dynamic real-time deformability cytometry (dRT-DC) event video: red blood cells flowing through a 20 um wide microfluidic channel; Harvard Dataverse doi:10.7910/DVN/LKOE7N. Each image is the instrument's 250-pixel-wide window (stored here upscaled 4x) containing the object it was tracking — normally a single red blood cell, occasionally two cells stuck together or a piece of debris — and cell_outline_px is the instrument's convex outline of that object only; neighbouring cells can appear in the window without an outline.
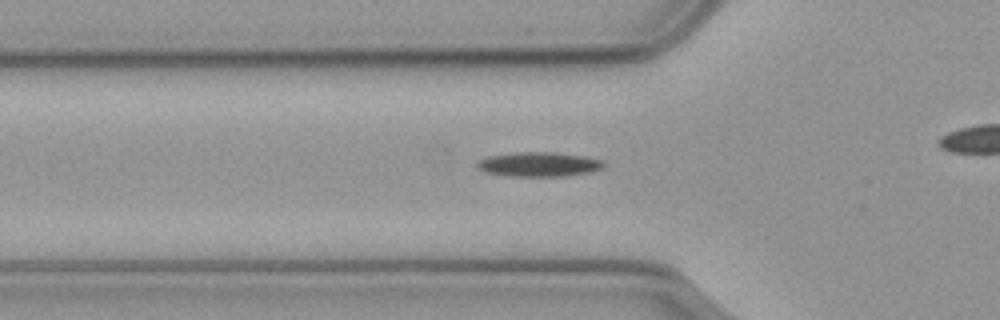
{"species": "common noctule bat (a hibernating species)", "species_latin": "Nyctalus noctula", "temperature_condition": "cold", "stored_images_in_passage": 39, "camera_frame_rate_fps": 3000, "um_per_image_px": 0.085, "animal": {"sex": "male", "body_mass_g": 23.1, "forearm_length_mm": 52.7}, "frame": {"image": 1, "passage_image": 12, "time_ms": 3.667, "image_size_px": [1000, 320], "cell_outline_px": [[604, 168], [592, 172], [564, 176], [508, 176], [484, 172], [476, 168], [476, 164], [480, 160], [488, 156], [516, 152], [552, 152], [580, 156], [600, 160], [604, 164]], "centroid_in_image_um": [45.76, 13.98], "position_along_channel_um": 80.0, "area_um2": 17.98}}
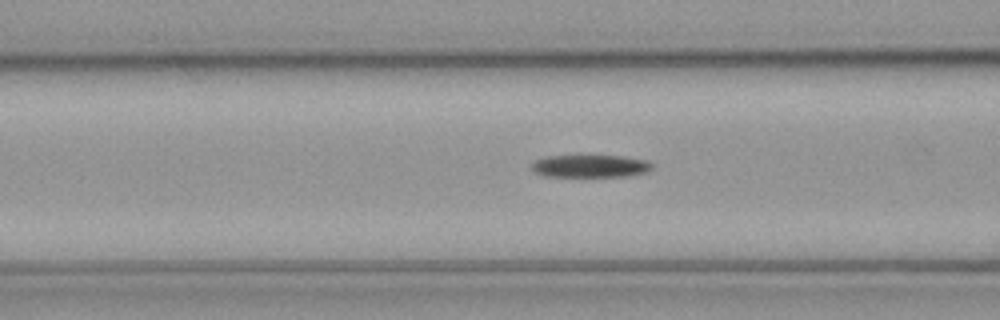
{"frame": {"image": 2, "passage_image": 15, "time_ms": 4.667, "image_size_px": [1000, 320], "cell_outline_px": [[652, 168], [644, 172], [628, 176], [548, 176], [536, 172], [532, 168], [532, 164], [536, 160], [548, 156], [580, 152], [624, 156], [648, 160], [652, 164]], "centroid_in_image_um": [50.18, 14.05], "position_along_channel_um": 116.4, "area_um2": 16.65}}
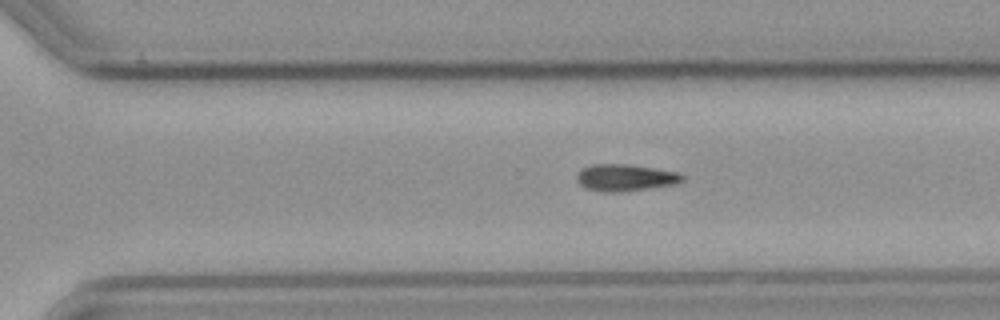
{"frame": {"image": 3, "passage_image": 32, "time_ms": 10.333, "image_size_px": [1000, 320], "cell_outline_px": [[684, 180], [676, 184], [620, 192], [600, 192], [584, 188], [576, 180], [576, 176], [584, 168], [592, 164], [628, 164], [676, 172], [684, 176]], "centroid_in_image_um": [53.12, 15.11], "position_along_channel_um": 317.5, "area_um2": 16.42}}